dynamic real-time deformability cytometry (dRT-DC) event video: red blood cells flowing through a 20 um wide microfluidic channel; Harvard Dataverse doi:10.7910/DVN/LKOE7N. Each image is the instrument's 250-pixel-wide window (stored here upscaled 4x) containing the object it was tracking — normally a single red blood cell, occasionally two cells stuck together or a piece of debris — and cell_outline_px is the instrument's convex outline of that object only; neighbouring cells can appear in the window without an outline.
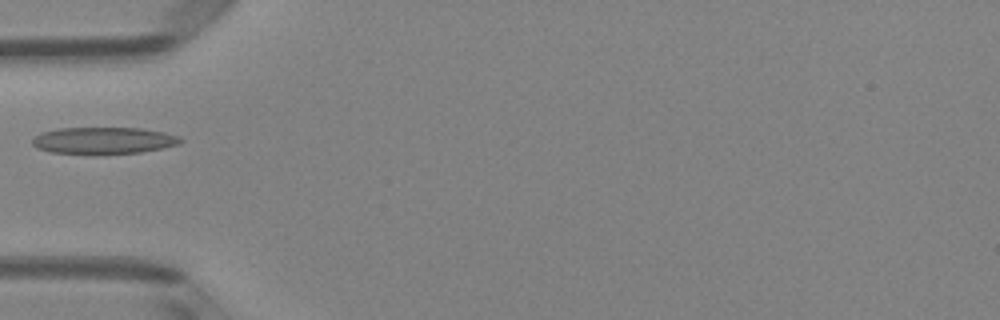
{"species": "Egyptian fruit bat (a non-hibernating species)", "species_latin": "Rousettus aegyptiacus", "temperature_condition": "room temperature", "stored_images_in_passage": 34, "camera_frame_rate_fps": 3000, "um_per_image_px": 0.085, "animal": {"sex": "female"}, "frame": {"image": 1, "passage_image": 1, "time_ms": 0.0, "image_size_px": [1000, 320], "cell_outline_px": [[184, 140], [180, 144], [164, 148], [140, 152], [52, 152], [36, 148], [32, 144], [32, 140], [40, 132], [60, 128], [140, 128], [164, 132], [180, 136]], "centroid_in_image_um": [8.85, 11.91], "position_along_channel_um": 76.1, "area_um2": 22.54}}
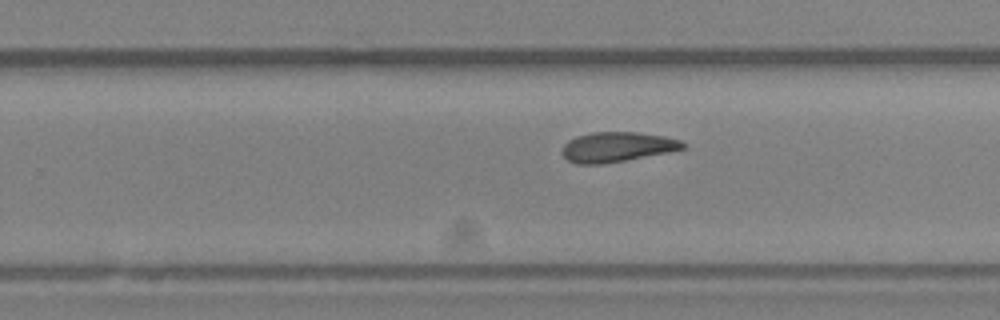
{"frame": {"image": 2, "passage_image": 16, "time_ms": 5.0, "image_size_px": [1000, 320], "cell_outline_px": [[684, 148], [668, 152], [604, 164], [576, 164], [568, 160], [560, 152], [564, 144], [568, 140], [576, 136], [592, 132], [636, 132], [664, 136], [680, 140], [684, 144]], "centroid_in_image_um": [52.39, 12.49], "position_along_channel_um": 277.4, "area_um2": 20.98}}
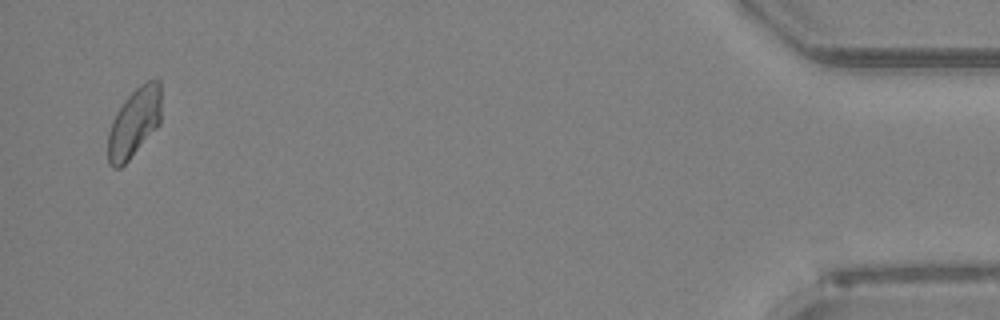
{"frame": {"image": 3, "passage_image": 33, "time_ms": 10.667, "image_size_px": [1000, 320], "cell_outline_px": [[160, 124], [128, 160], [120, 168], [112, 168], [108, 164], [108, 132], [112, 120], [116, 112], [124, 100], [140, 84], [156, 76], [160, 80]], "centroid_in_image_um": [11.4, 10.4], "position_along_channel_um": 423.8, "area_um2": 21.56}}